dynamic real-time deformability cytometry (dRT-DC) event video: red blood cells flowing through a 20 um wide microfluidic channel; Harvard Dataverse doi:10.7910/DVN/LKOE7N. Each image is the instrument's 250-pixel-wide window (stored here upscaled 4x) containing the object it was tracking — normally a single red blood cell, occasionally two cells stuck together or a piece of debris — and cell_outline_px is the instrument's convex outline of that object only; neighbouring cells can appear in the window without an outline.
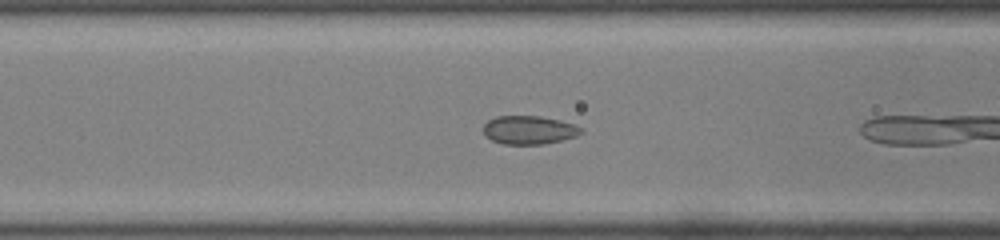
{"species": "common noctule bat (a hibernating species)", "species_latin": "Nyctalus noctula", "temperature_condition": "room temperature", "stored_images_in_passage": 27, "camera_frame_rate_fps": 3000, "um_per_image_px": 0.085, "animal": {"sex": "male", "body_mass_g": 19.0, "forearm_length_mm": 50.8}, "frame": {"image": 1, "passage_image": 6, "time_ms": 1.667, "image_size_px": [1000, 240], "cell_outline_px": [[584, 132], [576, 136], [544, 144], [504, 144], [492, 140], [484, 132], [484, 124], [488, 120], [496, 116], [540, 116], [560, 120], [572, 124], [580, 128]], "centroid_in_image_um": [44.96, 11.04], "position_along_channel_um": 121.6, "area_um2": 16.01}}
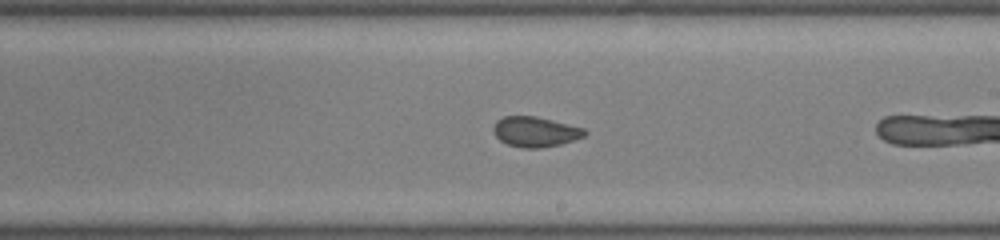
{"frame": {"image": 2, "passage_image": 15, "time_ms": 4.667, "image_size_px": [1000, 240], "cell_outline_px": [[588, 132], [584, 136], [560, 144], [540, 148], [520, 148], [508, 144], [500, 140], [496, 136], [492, 128], [496, 120], [504, 116], [536, 116], [584, 128]], "centroid_in_image_um": [45.47, 11.19], "position_along_channel_um": 243.5, "area_um2": 16.01}}
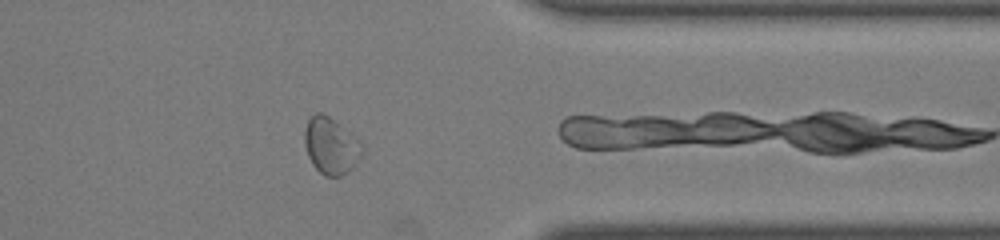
{"frame": {"image": 3, "passage_image": 26, "time_ms": 8.333, "image_size_px": [1000, 240], "cell_outline_px": [[364, 152], [356, 164], [348, 172], [340, 176], [324, 176], [312, 164], [308, 156], [304, 144], [304, 132], [308, 120], [316, 112], [324, 112], [360, 140], [364, 148]], "centroid_in_image_um": [28.14, 12.39], "position_along_channel_um": 383.3, "area_um2": 19.19}}